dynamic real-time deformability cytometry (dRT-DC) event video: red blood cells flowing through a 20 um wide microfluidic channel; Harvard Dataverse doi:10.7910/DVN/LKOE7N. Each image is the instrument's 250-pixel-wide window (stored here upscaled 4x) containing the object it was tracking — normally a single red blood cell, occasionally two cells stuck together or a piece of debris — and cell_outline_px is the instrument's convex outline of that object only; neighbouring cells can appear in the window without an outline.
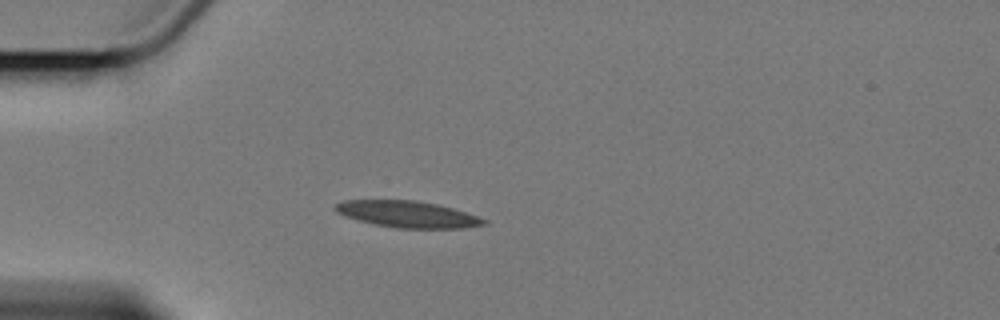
{"species": "Egyptian fruit bat (a non-hibernating species)", "species_latin": "Rousettus aegyptiacus", "temperature_condition": "cold", "stored_images_in_passage": 6, "camera_frame_rate_fps": 3000, "um_per_image_px": 0.085, "animal": {"sex": "female"}, "frame": {"image": 1, "passage_image": 4, "time_ms": 3.667, "image_size_px": [1000, 320], "cell_outline_px": [[488, 224], [464, 228], [396, 228], [372, 224], [344, 216], [336, 212], [332, 208], [336, 204], [344, 200], [416, 200], [440, 204], [488, 220]], "centroid_in_image_um": [34.62, 18.21], "position_along_channel_um": 50.4, "area_um2": 23.12}}
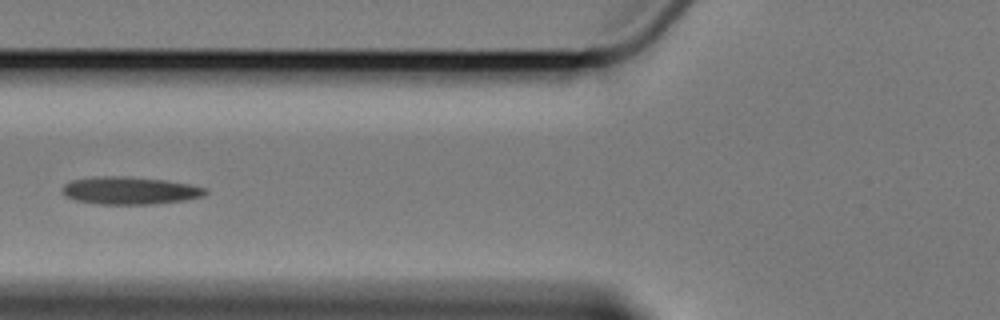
{"frame": {"image": 2, "passage_image": 6, "time_ms": 6.0, "image_size_px": [1000, 320], "cell_outline_px": [[208, 192], [204, 196], [184, 200], [152, 204], [100, 204], [76, 200], [64, 196], [60, 192], [60, 188], [64, 184], [72, 180], [92, 176], [124, 176], [164, 180], [192, 184], [208, 188]], "centroid_in_image_um": [11.02, 16.19], "position_along_channel_um": 114.8, "area_um2": 23.29}}